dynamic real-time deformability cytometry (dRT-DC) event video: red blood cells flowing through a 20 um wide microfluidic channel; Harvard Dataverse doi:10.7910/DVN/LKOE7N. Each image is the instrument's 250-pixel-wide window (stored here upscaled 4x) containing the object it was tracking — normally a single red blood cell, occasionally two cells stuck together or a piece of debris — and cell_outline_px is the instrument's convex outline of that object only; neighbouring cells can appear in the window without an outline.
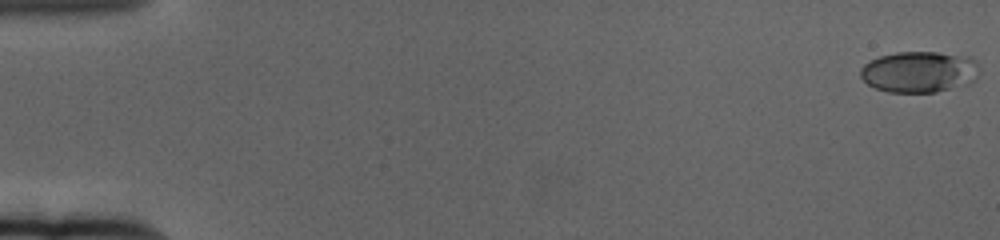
{"species": "human", "species_latin": "Homo sapiens", "temperature_condition": "cold", "stored_images_in_passage": 61, "camera_frame_rate_fps": 3000, "um_per_image_px": 0.085, "donor": {"sex": "female"}, "frame": {"image": 1, "passage_image": 1, "time_ms": 0.0, "image_size_px": [1000, 240], "cell_outline_px": [[980, 72], [976, 80], [968, 84], [936, 92], [888, 92], [876, 88], [868, 84], [860, 76], [860, 68], [864, 64], [880, 56], [896, 52], [936, 52], [972, 56]], "centroid_in_image_um": [78.16, 6.1], "position_along_channel_um": 6.8, "area_um2": 28.73}}
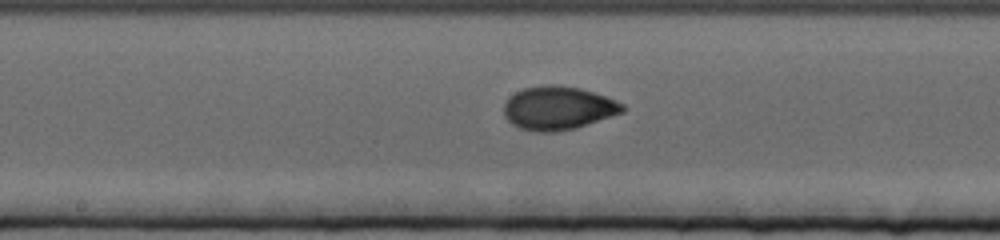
{"frame": {"image": 2, "passage_image": 33, "time_ms": 10.667, "image_size_px": [1000, 240], "cell_outline_px": [[628, 108], [624, 112], [576, 128], [556, 132], [536, 132], [520, 128], [512, 124], [504, 116], [504, 104], [508, 96], [524, 88], [544, 84], [552, 84], [580, 88], [604, 96], [624, 104]], "centroid_in_image_um": [47.43, 9.19], "position_along_channel_um": 200.8, "area_um2": 30.23}}
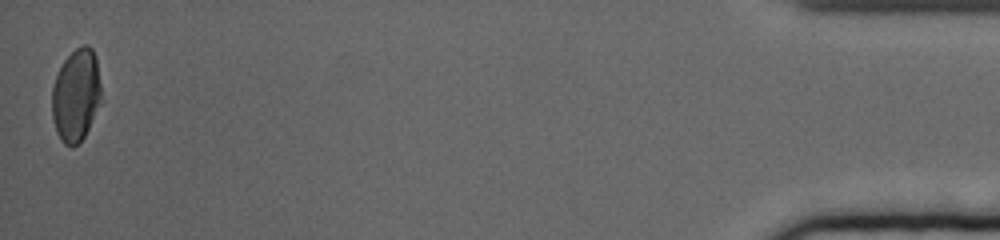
{"frame": {"image": 3, "passage_image": 61, "time_ms": 20.0, "image_size_px": [1000, 240], "cell_outline_px": [[104, 100], [84, 136], [72, 148], [64, 144], [60, 140], [56, 132], [52, 116], [52, 88], [56, 76], [64, 60], [76, 48], [84, 44], [88, 44], [92, 48], [96, 56]], "centroid_in_image_um": [6.5, 8.1], "position_along_channel_um": 428.7, "area_um2": 27.17}, "authors_computed_cell_mechanics": {"area_um2": 27.9174, "velocity_mm_per_s": 3.3592, "shape_relaxation_time_tau1_ms": 4.2574, "shape_relaxation_time_tau2_ms": 1.1697, "deformation_change_tau1": 0.15, "deformation_change_tau2": 0.0368}}